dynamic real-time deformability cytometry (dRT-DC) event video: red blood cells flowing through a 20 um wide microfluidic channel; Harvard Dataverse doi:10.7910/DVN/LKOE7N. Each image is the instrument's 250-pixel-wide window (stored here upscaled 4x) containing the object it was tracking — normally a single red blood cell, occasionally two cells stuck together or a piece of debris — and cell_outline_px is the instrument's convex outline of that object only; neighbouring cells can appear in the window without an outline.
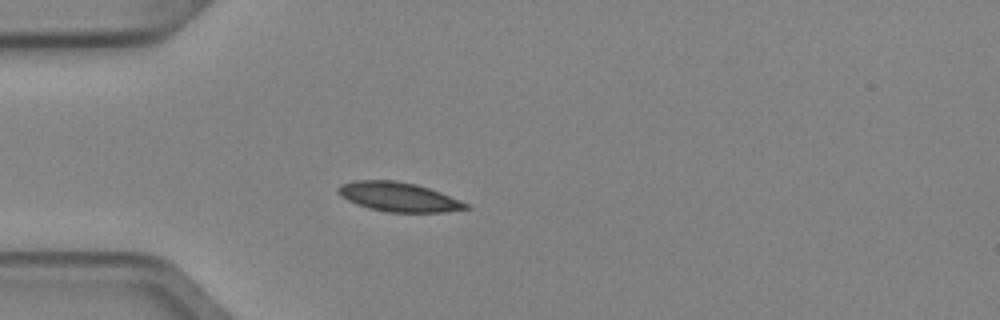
{"species": "Egyptian fruit bat (a non-hibernating species)", "species_latin": "Rousettus aegyptiacus", "temperature_condition": "cold", "stored_images_in_passage": 4, "camera_frame_rate_fps": 3000, "um_per_image_px": 0.085, "animal": {"sex": "female"}, "frame": {"image": 1, "passage_image": 3, "time_ms": 0.667, "image_size_px": [1000, 320], "cell_outline_px": [[472, 208], [444, 212], [388, 212], [368, 208], [356, 204], [340, 196], [336, 192], [336, 188], [340, 184], [352, 180], [396, 180], [416, 184], [440, 192], [460, 200], [468, 204]], "centroid_in_image_um": [33.84, 16.73], "position_along_channel_um": 51.2, "area_um2": 21.96}}